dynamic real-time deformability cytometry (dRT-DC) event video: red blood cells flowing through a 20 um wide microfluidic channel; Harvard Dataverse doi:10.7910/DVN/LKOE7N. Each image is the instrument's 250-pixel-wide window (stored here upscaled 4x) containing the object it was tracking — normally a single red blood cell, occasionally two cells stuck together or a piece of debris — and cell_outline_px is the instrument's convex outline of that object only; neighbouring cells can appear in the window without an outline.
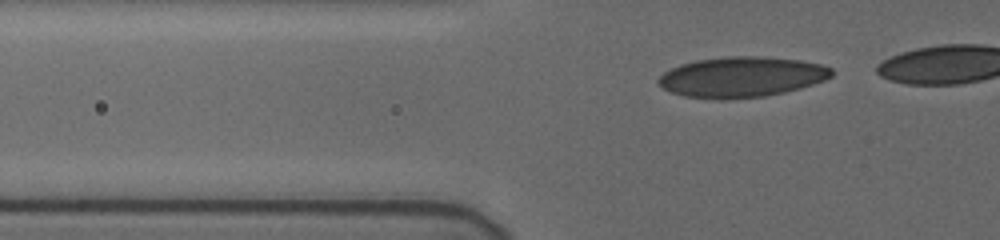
{"species": "human", "species_latin": "Homo sapiens", "temperature_condition": "cold", "stored_images_in_passage": 10, "camera_frame_rate_fps": 3000, "um_per_image_px": 0.085, "donor": {"sex": "female"}, "frame": {"image": 1, "passage_image": 2, "time_ms": 0.333, "image_size_px": [1000, 240], "cell_outline_px": [[832, 76], [824, 80], [800, 88], [784, 92], [764, 96], [684, 96], [672, 92], [656, 84], [656, 80], [664, 72], [680, 64], [696, 60], [728, 56], [764, 56], [800, 60], [820, 64], [832, 68]], "centroid_in_image_um": [63.06, 6.49], "position_along_channel_um": 62.7, "area_um2": 39.71}}
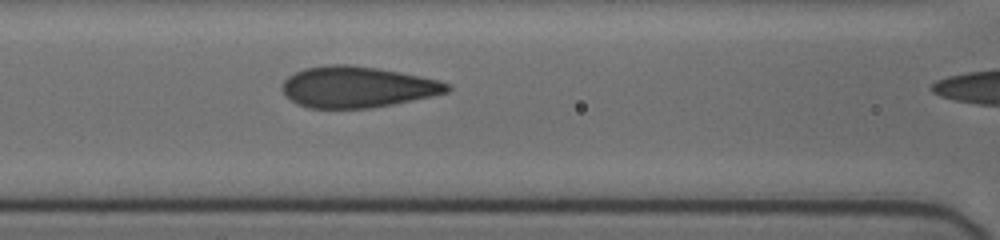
{"frame": {"image": 2, "passage_image": 9, "time_ms": 2.667, "image_size_px": [1000, 240], "cell_outline_px": [[452, 88], [448, 92], [432, 96], [372, 108], [308, 108], [296, 104], [280, 88], [284, 80], [288, 76], [304, 68], [328, 64], [348, 64], [380, 68], [440, 80], [448, 84]], "centroid_in_image_um": [30.36, 7.39], "position_along_channel_um": 136.2, "area_um2": 39.65}}